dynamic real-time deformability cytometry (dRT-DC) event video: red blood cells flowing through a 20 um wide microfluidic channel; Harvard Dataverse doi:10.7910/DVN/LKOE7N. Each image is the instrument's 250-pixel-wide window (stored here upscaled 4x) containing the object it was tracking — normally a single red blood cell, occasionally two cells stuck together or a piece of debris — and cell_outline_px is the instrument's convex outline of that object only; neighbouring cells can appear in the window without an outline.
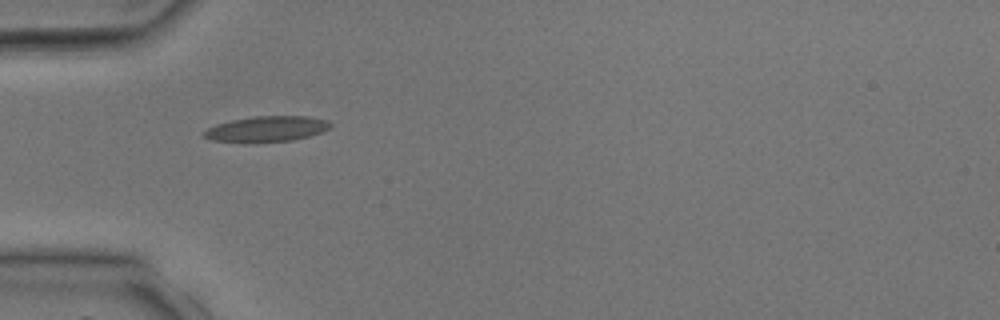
{"species": "common noctule bat (a hibernating species)", "species_latin": "Nyctalus noctula", "temperature_condition": "room temperature", "stored_images_in_passage": 25, "camera_frame_rate_fps": 3000, "um_per_image_px": 0.085, "animal": {"sex": "male", "body_mass_g": 17.9, "forearm_length_mm": 54.2}, "frame": {"image": 1, "passage_image": 1, "time_ms": 0.0, "image_size_px": [1000, 320], "cell_outline_px": [[332, 124], [328, 128], [320, 132], [308, 136], [292, 140], [252, 144], [244, 144], [212, 140], [200, 136], [200, 132], [216, 124], [232, 120], [252, 116], [308, 116], [328, 120]], "centroid_in_image_um": [22.57, 10.99], "position_along_channel_um": 62.4, "area_um2": 19.42}}
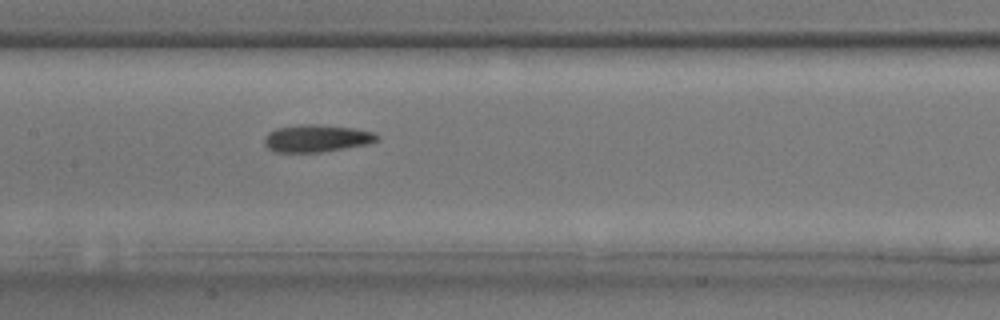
{"frame": {"image": 2, "passage_image": 8, "time_ms": 2.333, "image_size_px": [1000, 320], "cell_outline_px": [[380, 140], [368, 144], [320, 152], [272, 152], [264, 144], [264, 136], [268, 132], [276, 128], [300, 124], [316, 124], [352, 128], [372, 132], [380, 136]], "centroid_in_image_um": [26.88, 11.76], "position_along_channel_um": 180.5, "area_um2": 18.03}}
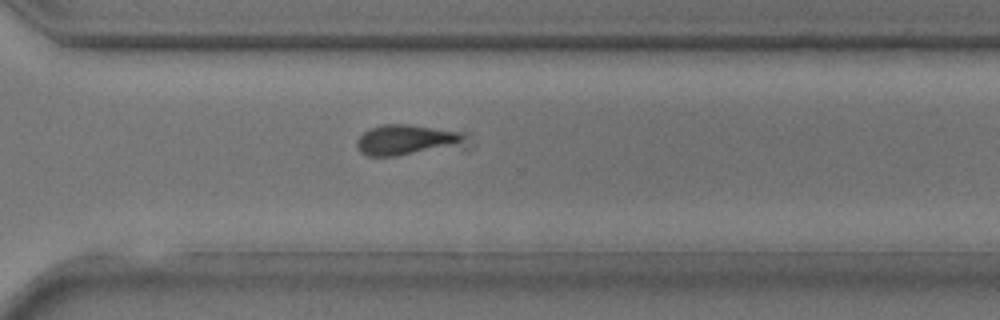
{"frame": {"image": 3, "passage_image": 17, "time_ms": 5.333, "image_size_px": [1000, 320], "cell_outline_px": [[460, 140], [452, 144], [396, 156], [368, 156], [360, 152], [356, 148], [356, 140], [364, 132], [372, 128], [384, 124], [408, 124], [456, 132], [460, 136]], "centroid_in_image_um": [34.24, 11.88], "position_along_channel_um": 336.4, "area_um2": 17.63}}